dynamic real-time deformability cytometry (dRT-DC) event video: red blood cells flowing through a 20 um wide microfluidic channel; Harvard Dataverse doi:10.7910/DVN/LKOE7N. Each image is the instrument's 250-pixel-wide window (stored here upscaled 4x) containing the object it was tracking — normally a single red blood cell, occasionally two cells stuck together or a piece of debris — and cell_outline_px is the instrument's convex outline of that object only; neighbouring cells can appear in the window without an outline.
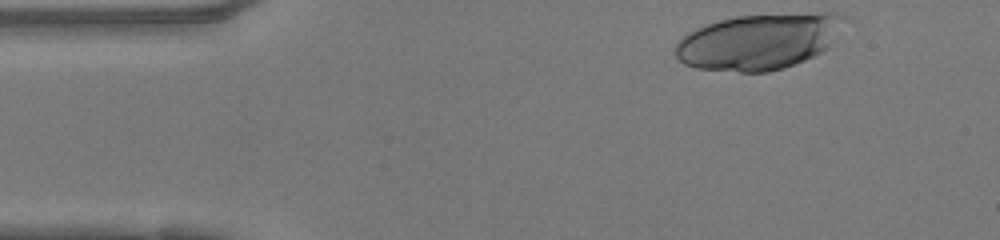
{"species": "human", "species_latin": "Homo sapiens", "temperature_condition": "warm", "stored_images_in_passage": 44, "camera_frame_rate_fps": 3000, "um_per_image_px": 0.085, "donor": {"sex": "female"}, "frame": {"image": 1, "passage_image": 1, "time_ms": 0.0, "image_size_px": [1000, 240], "cell_outline_px": [[852, 16], [832, 44], [824, 52], [784, 68], [768, 72], [740, 72], [696, 68], [684, 64], [676, 56], [676, 44], [688, 32], [704, 24], [736, 16], [816, 12], [832, 12]], "centroid_in_image_um": [64.61, 3.5], "position_along_channel_um": 20.4, "area_um2": 55.89}}
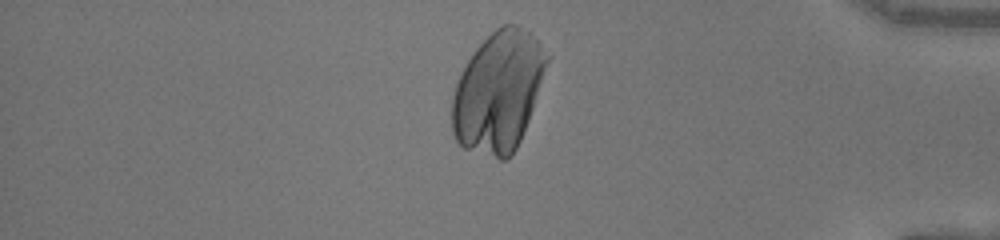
{"frame": {"image": 2, "passage_image": 36, "time_ms": 11.667, "image_size_px": [1000, 240], "cell_outline_px": [[552, 56], [528, 120], [520, 140], [516, 148], [504, 160], [500, 160], [464, 148], [456, 140], [452, 132], [452, 96], [456, 84], [468, 60], [476, 48], [496, 28], [504, 24], [516, 24], [528, 32]], "centroid_in_image_um": [42.37, 7.78], "position_along_channel_um": 392.8, "area_um2": 66.12}}